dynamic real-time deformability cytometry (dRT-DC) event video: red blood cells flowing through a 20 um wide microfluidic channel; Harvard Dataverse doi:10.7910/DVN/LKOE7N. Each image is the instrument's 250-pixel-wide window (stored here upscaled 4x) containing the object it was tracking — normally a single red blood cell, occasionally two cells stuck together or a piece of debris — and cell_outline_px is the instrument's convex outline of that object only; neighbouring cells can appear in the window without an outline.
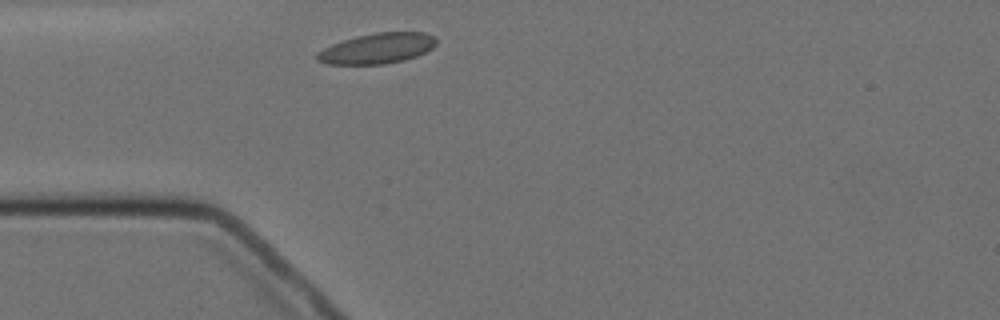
{"species": "Egyptian fruit bat (a non-hibernating species)", "species_latin": "Rousettus aegyptiacus", "temperature_condition": "cold", "stored_images_in_passage": 1, "camera_frame_rate_fps": 3000, "um_per_image_px": 0.085, "animal": {"sex": "female"}, "frame": {"image": 1, "passage_image": 1, "time_ms": 0.0, "image_size_px": [1000, 320], "cell_outline_px": [[436, 44], [432, 48], [416, 56], [404, 60], [384, 64], [328, 64], [316, 60], [316, 56], [324, 48], [332, 44], [356, 36], [376, 32], [428, 32], [436, 36]], "centroid_in_image_um": [32.1, 4.1], "position_along_channel_um": 52.9, "area_um2": 21.1}}